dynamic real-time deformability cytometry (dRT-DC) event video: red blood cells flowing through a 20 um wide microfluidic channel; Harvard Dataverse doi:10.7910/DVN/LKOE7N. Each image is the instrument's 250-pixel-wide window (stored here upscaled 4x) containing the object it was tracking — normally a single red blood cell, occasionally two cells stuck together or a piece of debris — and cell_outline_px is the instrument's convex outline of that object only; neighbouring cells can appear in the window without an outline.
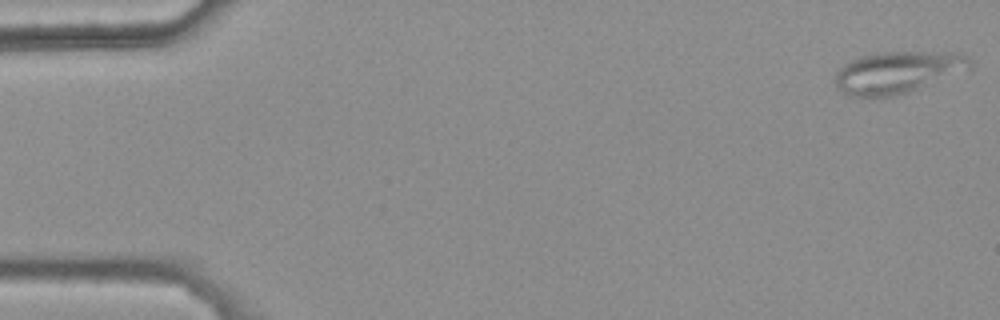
{"species": "common noctule bat (a hibernating species)", "species_latin": "Nyctalus noctula", "temperature_condition": "warm", "stored_images_in_passage": 10, "camera_frame_rate_fps": 3000, "um_per_image_px": 0.085, "animal": {"sex": "female", "body_mass_g": 25.1}, "frame": {"image": 1, "passage_image": 1, "time_ms": 0.0, "image_size_px": [1000, 320], "cell_outline_px": [[972, 68], [920, 88], [896, 96], [848, 96], [836, 84], [836, 72], [844, 64], [860, 56], [880, 52], [952, 52], [968, 56], [972, 60]], "centroid_in_image_um": [76.34, 6.13], "position_along_channel_um": 8.7, "area_um2": 32.71}}